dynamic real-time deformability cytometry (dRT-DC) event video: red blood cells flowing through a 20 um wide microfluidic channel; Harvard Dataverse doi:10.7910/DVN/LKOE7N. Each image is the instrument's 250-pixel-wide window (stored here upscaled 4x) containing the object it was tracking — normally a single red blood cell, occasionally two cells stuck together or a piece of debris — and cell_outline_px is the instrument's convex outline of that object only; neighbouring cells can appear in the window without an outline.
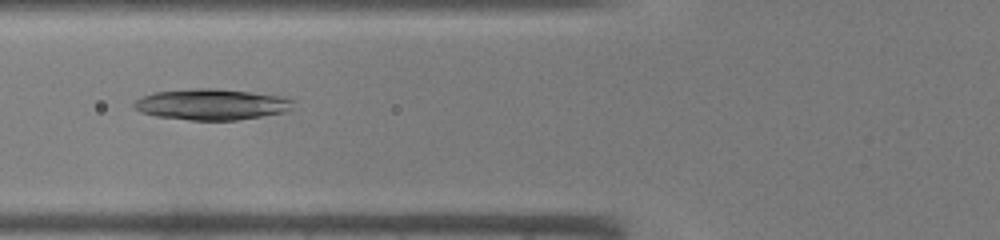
{"species": "common noctule bat (a hibernating species)", "species_latin": "Nyctalus noctula", "temperature_condition": "warm", "stored_images_in_passage": 45, "camera_frame_rate_fps": 3000, "um_per_image_px": 0.085, "animal": {"sex": "male", "body_mass_g": 19.0, "forearm_length_mm": 50.8}, "frame": {"image": 1, "passage_image": 18, "time_ms": 5.667, "image_size_px": [1000, 240], "cell_outline_px": [[296, 100], [292, 108], [288, 112], [236, 120], [188, 120], [156, 116], [140, 112], [132, 108], [132, 104], [136, 100], [152, 92], [196, 88], [216, 88], [284, 96]], "centroid_in_image_um": [18.01, 8.87], "position_along_channel_um": 107.8, "area_um2": 29.13}}
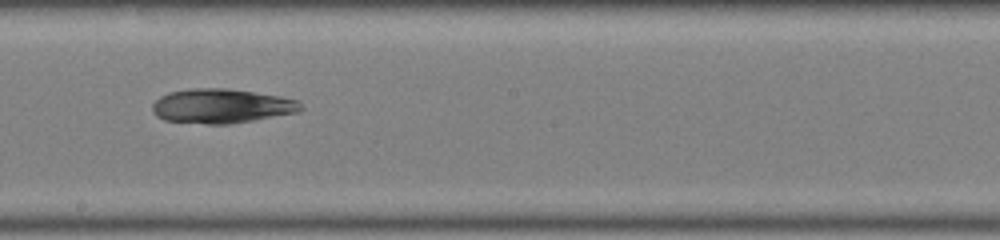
{"frame": {"image": 2, "passage_image": 26, "time_ms": 8.333, "image_size_px": [1000, 240], "cell_outline_px": [[304, 108], [300, 112], [256, 120], [228, 124], [204, 124], [164, 120], [156, 116], [152, 112], [152, 104], [160, 96], [168, 92], [188, 88], [228, 88], [280, 96], [296, 100]], "centroid_in_image_um": [18.81, 9.01], "position_along_channel_um": 229.4, "area_um2": 30.06}}
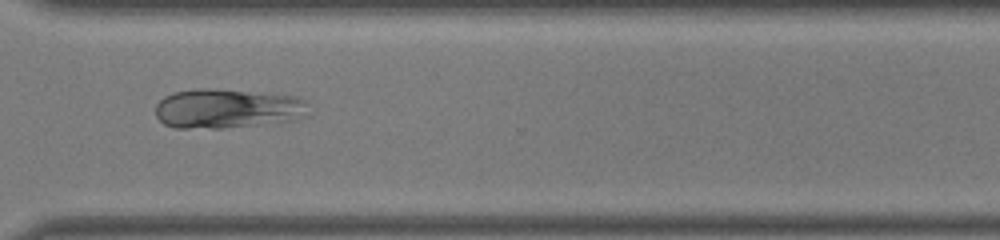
{"frame": {"image": 3, "passage_image": 34, "time_ms": 11.0, "image_size_px": [1000, 240], "cell_outline_px": [[308, 100], [296, 120], [224, 128], [176, 128], [164, 124], [156, 116], [156, 104], [164, 96], [172, 92], [196, 88], [204, 88], [296, 96]], "centroid_in_image_um": [19.21, 9.23], "position_along_channel_um": 351.4, "area_um2": 34.74}}